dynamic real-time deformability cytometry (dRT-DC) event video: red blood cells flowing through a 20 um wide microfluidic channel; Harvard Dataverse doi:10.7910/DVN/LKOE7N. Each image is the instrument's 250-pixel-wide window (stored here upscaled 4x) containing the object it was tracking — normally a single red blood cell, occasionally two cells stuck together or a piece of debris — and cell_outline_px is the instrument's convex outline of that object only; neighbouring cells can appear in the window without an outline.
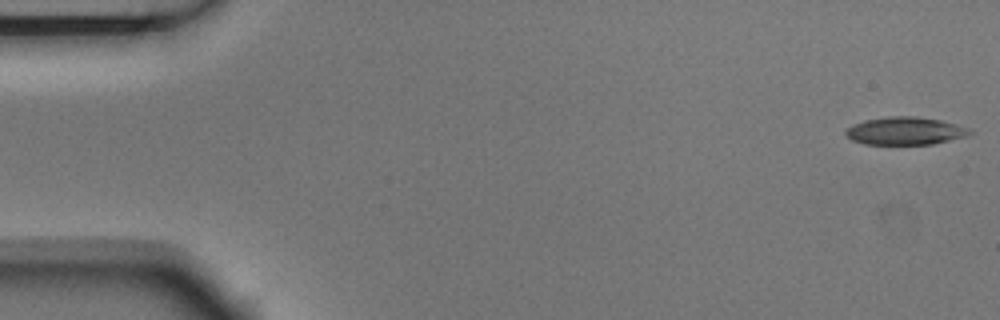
{"species": "Egyptian fruit bat (a non-hibernating species)", "species_latin": "Rousettus aegyptiacus", "temperature_condition": "room temperature", "stored_images_in_passage": 5, "camera_frame_rate_fps": 3000, "um_per_image_px": 0.085, "animal": {"sex": "male"}, "frame": {"image": 1, "passage_image": 1, "time_ms": 0.0, "image_size_px": [1000, 320], "cell_outline_px": [[972, 132], [968, 136], [932, 144], [864, 144], [852, 140], [844, 132], [852, 124], [864, 120], [888, 116], [916, 116], [940, 120], [972, 128]], "centroid_in_image_um": [76.96, 11.12], "position_along_channel_um": 8.0, "area_um2": 20.17}}